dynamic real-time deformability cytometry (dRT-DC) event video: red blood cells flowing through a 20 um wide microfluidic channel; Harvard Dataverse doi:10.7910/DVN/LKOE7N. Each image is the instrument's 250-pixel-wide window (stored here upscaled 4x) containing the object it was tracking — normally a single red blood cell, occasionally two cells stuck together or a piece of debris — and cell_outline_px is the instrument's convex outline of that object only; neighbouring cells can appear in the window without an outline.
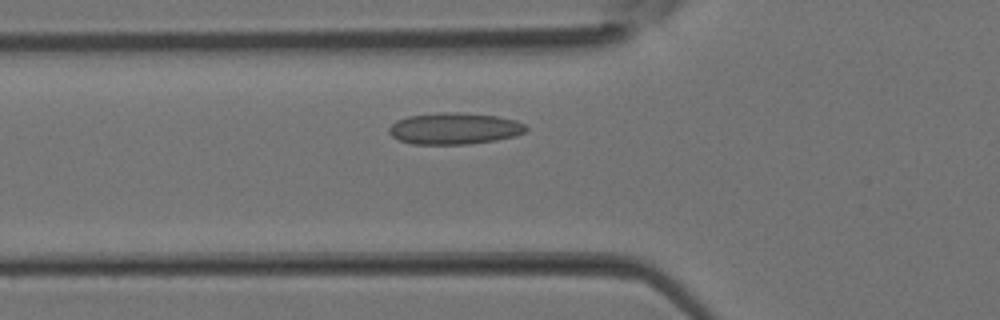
{"species": "Egyptian fruit bat (a non-hibernating species)", "species_latin": "Rousettus aegyptiacus", "temperature_condition": "room temperature", "stored_images_in_passage": 18, "camera_frame_rate_fps": 3000, "um_per_image_px": 0.085, "animal": {"sex": "female"}, "frame": {"image": 1, "passage_image": 8, "time_ms": 2.333, "image_size_px": [1000, 320], "cell_outline_px": [[528, 128], [524, 132], [516, 136], [496, 140], [468, 144], [412, 144], [400, 140], [392, 136], [388, 132], [388, 128], [396, 120], [408, 116], [436, 112], [460, 112], [496, 116], [516, 120], [524, 124]], "centroid_in_image_um": [38.61, 10.92], "position_along_channel_um": 87.2, "area_um2": 25.32}}
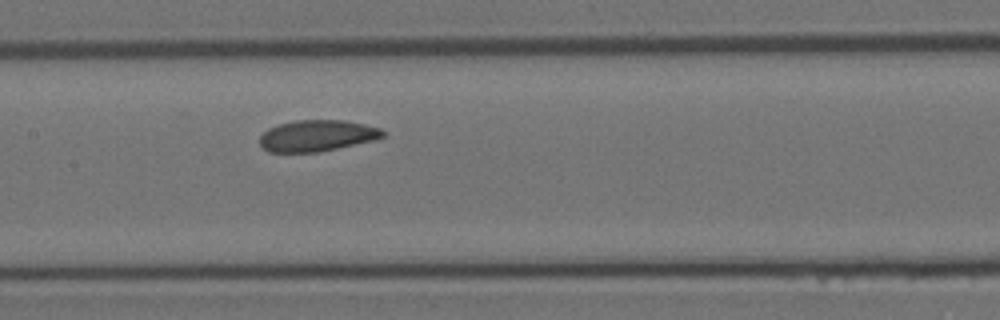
{"frame": {"image": 2, "passage_image": 13, "time_ms": 4.0, "image_size_px": [1000, 320], "cell_outline_px": [[384, 136], [376, 140], [316, 152], [268, 152], [260, 144], [260, 136], [268, 128], [280, 124], [296, 120], [344, 120], [364, 124], [380, 128], [384, 132]], "centroid_in_image_um": [26.95, 11.53], "position_along_channel_um": 180.5, "area_um2": 22.31}}
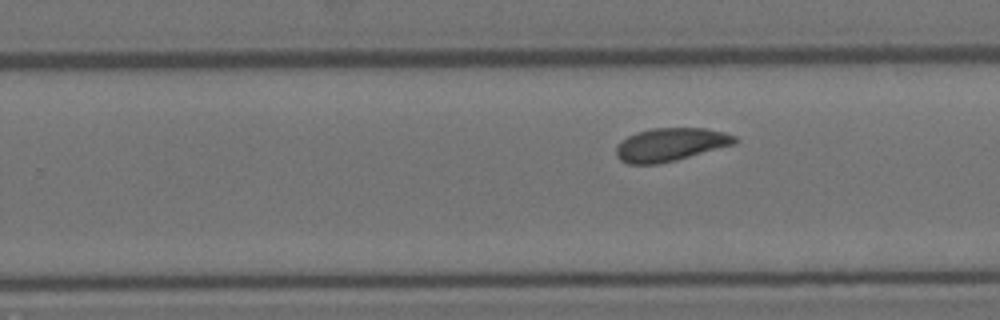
{"frame": {"image": 3, "passage_image": 18, "time_ms": 5.667, "image_size_px": [1000, 320], "cell_outline_px": [[740, 140], [736, 144], [676, 160], [660, 164], [628, 164], [620, 160], [616, 156], [616, 148], [620, 140], [636, 132], [652, 128], [704, 128], [724, 132], [736, 136]], "centroid_in_image_um": [57.0, 12.29], "position_along_channel_um": 272.8, "area_um2": 23.18}}